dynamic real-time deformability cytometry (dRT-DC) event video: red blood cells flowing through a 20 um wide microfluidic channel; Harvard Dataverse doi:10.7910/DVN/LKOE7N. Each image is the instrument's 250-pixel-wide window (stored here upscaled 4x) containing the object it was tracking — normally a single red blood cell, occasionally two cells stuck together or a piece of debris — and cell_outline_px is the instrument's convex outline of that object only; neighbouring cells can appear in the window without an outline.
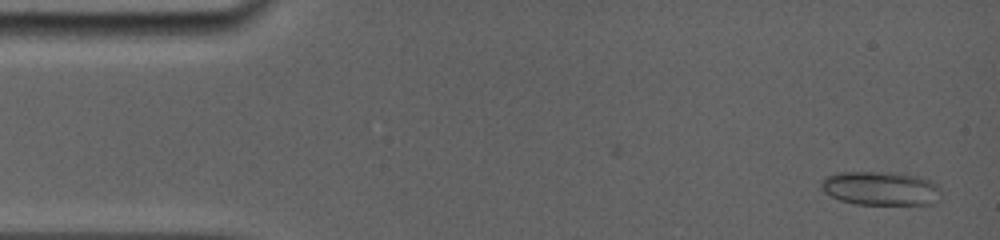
{"species": "common noctule bat (a hibernating species)", "species_latin": "Nyctalus noctula", "temperature_condition": "room temperature", "stored_images_in_passage": 36, "camera_frame_rate_fps": 5000, "um_per_image_px": 0.085, "animal": {"sex": "female", "body_mass_g": 19.0, "forearm_length_mm": 56.7}, "frame": {"image": 1, "passage_image": 4, "time_ms": 0.4, "image_size_px": [1000, 240], "cell_outline_px": [[940, 200], [932, 204], [856, 204], [840, 200], [824, 192], [820, 188], [820, 180], [824, 176], [840, 172], [900, 172], [916, 176], [928, 180], [936, 184], [940, 188]], "centroid_in_image_um": [74.83, 16.0], "position_along_channel_um": 10.2, "area_um2": 23.93}}
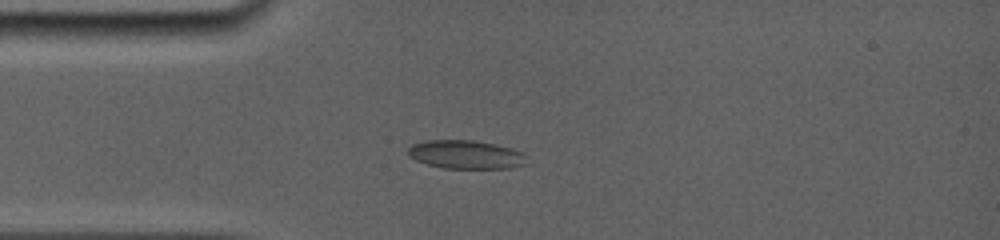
{"frame": {"image": 2, "passage_image": 25, "time_ms": 3.8, "image_size_px": [1000, 240], "cell_outline_px": [[528, 164], [508, 168], [444, 168], [428, 164], [416, 160], [408, 156], [408, 148], [412, 144], [428, 140], [472, 140], [512, 148], [524, 152]], "centroid_in_image_um": [39.62, 13.14], "position_along_channel_um": 45.4, "area_um2": 19.71}}
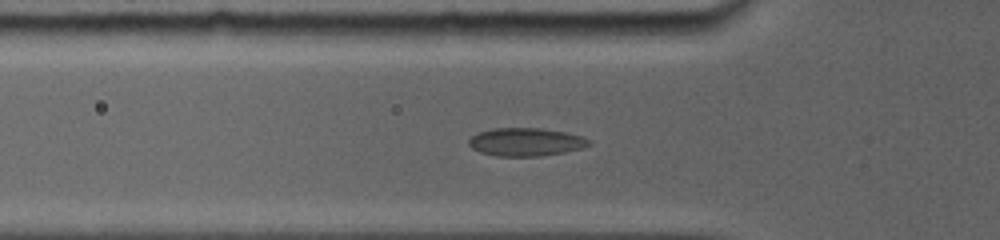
{"frame": {"image": 3, "passage_image": 33, "time_ms": 5.0, "image_size_px": [1000, 240], "cell_outline_px": [[592, 144], [580, 148], [564, 152], [540, 156], [496, 156], [480, 152], [472, 148], [468, 144], [468, 140], [476, 132], [492, 128], [540, 128], [568, 132], [592, 140]], "centroid_in_image_um": [44.68, 12.06], "position_along_channel_um": 81.1, "area_um2": 19.83}}